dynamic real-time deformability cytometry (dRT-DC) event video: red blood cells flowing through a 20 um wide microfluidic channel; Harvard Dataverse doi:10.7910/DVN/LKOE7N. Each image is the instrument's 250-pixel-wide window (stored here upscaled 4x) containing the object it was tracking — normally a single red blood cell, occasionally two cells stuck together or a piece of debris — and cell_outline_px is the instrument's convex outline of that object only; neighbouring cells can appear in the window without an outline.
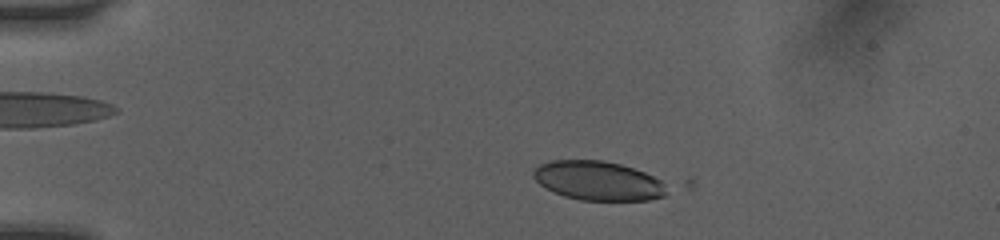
{"species": "human", "species_latin": "Homo sapiens", "temperature_condition": "room temperature", "stored_images_in_passage": 4, "camera_frame_rate_fps": 3000, "um_per_image_px": 0.085, "donor": {"sex": "female"}, "frame": {"image": 1, "passage_image": 2, "time_ms": 1.0, "image_size_px": [1000, 240], "cell_outline_px": [[668, 184], [664, 196], [648, 200], [580, 200], [564, 196], [540, 184], [532, 176], [532, 172], [540, 164], [552, 160], [604, 160], [620, 164], [644, 172]], "centroid_in_image_um": [50.85, 15.36], "position_along_channel_um": 34.2, "area_um2": 30.29}}